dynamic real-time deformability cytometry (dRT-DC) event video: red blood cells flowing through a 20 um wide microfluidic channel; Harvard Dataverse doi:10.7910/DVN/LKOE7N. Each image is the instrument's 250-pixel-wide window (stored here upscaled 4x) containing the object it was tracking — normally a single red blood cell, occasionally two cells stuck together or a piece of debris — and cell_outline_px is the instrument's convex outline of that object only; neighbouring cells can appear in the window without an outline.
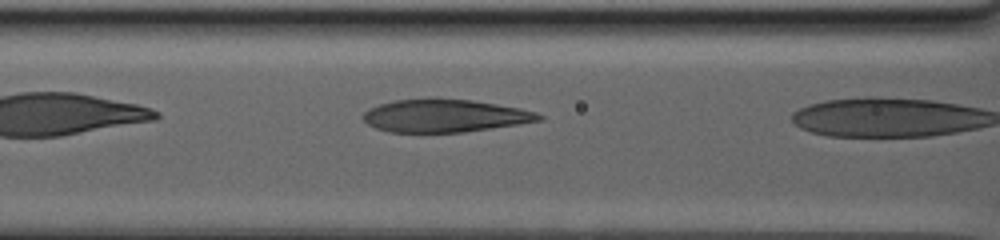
{"species": "human", "species_latin": "Homo sapiens", "temperature_condition": "warm", "stored_images_in_passage": 9, "camera_frame_rate_fps": 3000, "um_per_image_px": 0.085, "donor": {"sex": "male"}, "frame": {"image": 1, "passage_image": 8, "time_ms": 3.0, "image_size_px": [1000, 240], "cell_outline_px": [[544, 120], [464, 132], [388, 132], [376, 128], [368, 124], [364, 120], [364, 112], [368, 108], [392, 100], [428, 96], [432, 96], [472, 100], [520, 108], [536, 112], [544, 116]], "centroid_in_image_um": [37.78, 9.81], "position_along_channel_um": 128.8, "area_um2": 34.22}}